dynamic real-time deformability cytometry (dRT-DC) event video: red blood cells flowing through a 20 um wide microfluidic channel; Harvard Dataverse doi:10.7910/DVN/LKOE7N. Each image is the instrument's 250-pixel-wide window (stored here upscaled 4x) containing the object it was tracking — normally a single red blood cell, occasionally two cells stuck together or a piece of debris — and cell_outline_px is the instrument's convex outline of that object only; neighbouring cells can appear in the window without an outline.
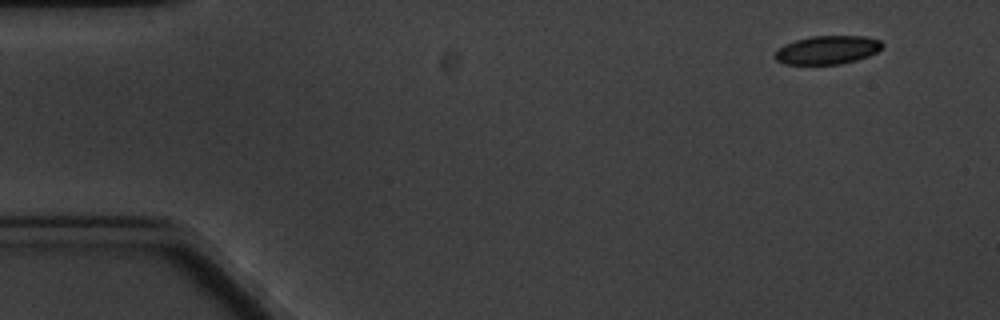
{"species": "common noctule bat (a hibernating species)", "species_latin": "Nyctalus noctula", "temperature_condition": "cold", "stored_images_in_passage": 4, "camera_frame_rate_fps": 3000, "um_per_image_px": 0.085, "animal": {"sex": "male", "body_mass_g": 20.1, "forearm_length_mm": 53.5}, "frame": {"image": 1, "passage_image": 1, "time_ms": 0.0, "image_size_px": [1000, 320], "cell_outline_px": [[884, 44], [876, 52], [868, 56], [856, 60], [840, 64], [784, 64], [776, 60], [776, 52], [784, 44], [796, 40], [812, 36], [864, 36], [880, 40]], "centroid_in_image_um": [70.34, 4.24], "position_along_channel_um": 14.7, "area_um2": 17.63}}